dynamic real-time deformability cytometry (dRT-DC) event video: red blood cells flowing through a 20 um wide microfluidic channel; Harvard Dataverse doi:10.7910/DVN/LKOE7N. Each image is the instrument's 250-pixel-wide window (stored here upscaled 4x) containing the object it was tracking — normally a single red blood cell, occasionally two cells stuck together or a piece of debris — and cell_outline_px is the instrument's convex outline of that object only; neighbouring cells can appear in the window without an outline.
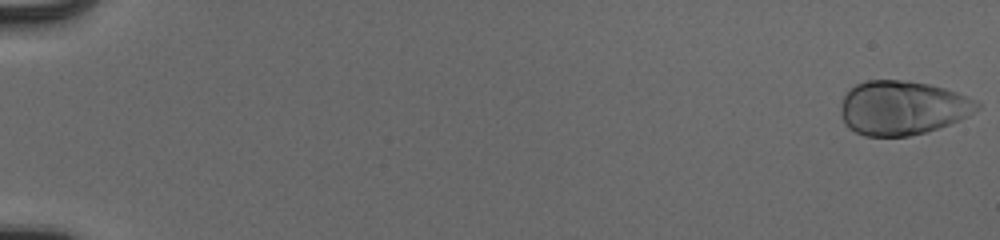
{"species": "human", "species_latin": "Homo sapiens", "temperature_condition": "cold", "stored_images_in_passage": 54, "camera_frame_rate_fps": 3000, "um_per_image_px": 0.085, "donor": {"sex": "male"}, "frame": {"image": 1, "passage_image": 1, "time_ms": 0.0, "image_size_px": [1000, 240], "cell_outline_px": [[980, 108], [968, 116], [960, 120], [924, 132], [908, 136], [864, 136], [848, 128], [840, 112], [840, 104], [848, 88], [856, 84], [868, 80], [904, 80], [928, 84], [944, 88], [968, 96], [976, 100], [980, 104]], "centroid_in_image_um": [76.69, 9.15], "position_along_channel_um": 8.3, "area_um2": 43.06}}
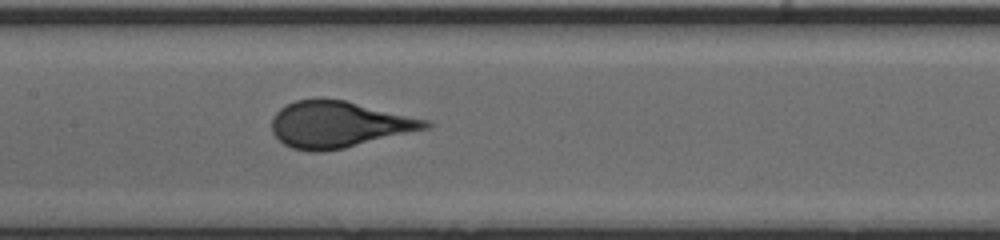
{"frame": {"image": 2, "passage_image": 29, "time_ms": 9.333, "image_size_px": [1000, 240], "cell_outline_px": [[432, 128], [344, 148], [324, 152], [308, 152], [292, 148], [284, 144], [272, 132], [272, 116], [280, 108], [296, 100], [344, 100], [432, 120]], "centroid_in_image_um": [28.85, 10.6], "position_along_channel_um": 178.5, "area_um2": 41.62}}
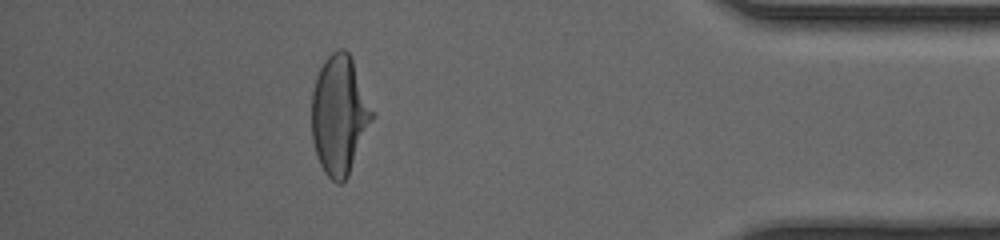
{"frame": {"image": 3, "passage_image": 49, "time_ms": 16.0, "image_size_px": [1000, 240], "cell_outline_px": [[376, 116], [348, 176], [340, 184], [336, 184], [324, 172], [320, 164], [312, 140], [312, 92], [316, 76], [324, 60], [332, 52], [340, 48], [344, 48], [348, 52], [352, 60], [376, 112]], "centroid_in_image_um": [28.88, 9.78], "position_along_channel_um": 406.3, "area_um2": 42.48}}